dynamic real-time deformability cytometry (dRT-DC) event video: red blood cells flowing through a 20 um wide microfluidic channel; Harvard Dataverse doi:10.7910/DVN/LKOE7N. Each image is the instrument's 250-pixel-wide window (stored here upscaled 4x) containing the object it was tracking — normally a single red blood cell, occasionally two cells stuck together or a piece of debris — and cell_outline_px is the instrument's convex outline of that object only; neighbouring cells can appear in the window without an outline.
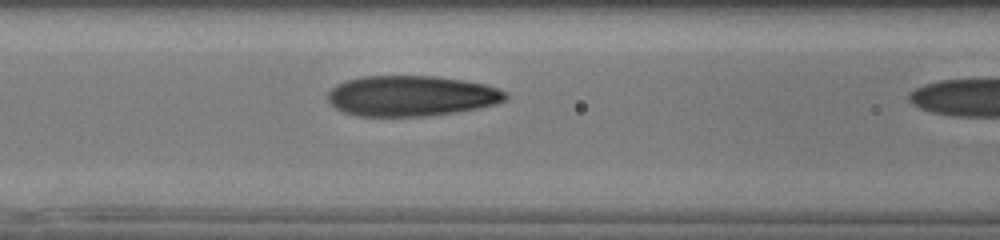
{"species": "human", "species_latin": "Homo sapiens", "temperature_condition": "cold", "stored_images_in_passage": 10, "camera_frame_rate_fps": 3000, "um_per_image_px": 0.085, "donor": {"sex": "male"}, "frame": {"image": 1, "passage_image": 9, "time_ms": 2.667, "image_size_px": [1000, 240], "cell_outline_px": [[508, 96], [504, 100], [496, 104], [456, 112], [428, 116], [356, 116], [344, 112], [336, 108], [328, 100], [328, 92], [336, 84], [348, 80], [364, 76], [432, 76], [464, 80], [484, 84], [508, 92]], "centroid_in_image_um": [34.96, 8.15], "position_along_channel_um": 131.6, "area_um2": 41.91}}